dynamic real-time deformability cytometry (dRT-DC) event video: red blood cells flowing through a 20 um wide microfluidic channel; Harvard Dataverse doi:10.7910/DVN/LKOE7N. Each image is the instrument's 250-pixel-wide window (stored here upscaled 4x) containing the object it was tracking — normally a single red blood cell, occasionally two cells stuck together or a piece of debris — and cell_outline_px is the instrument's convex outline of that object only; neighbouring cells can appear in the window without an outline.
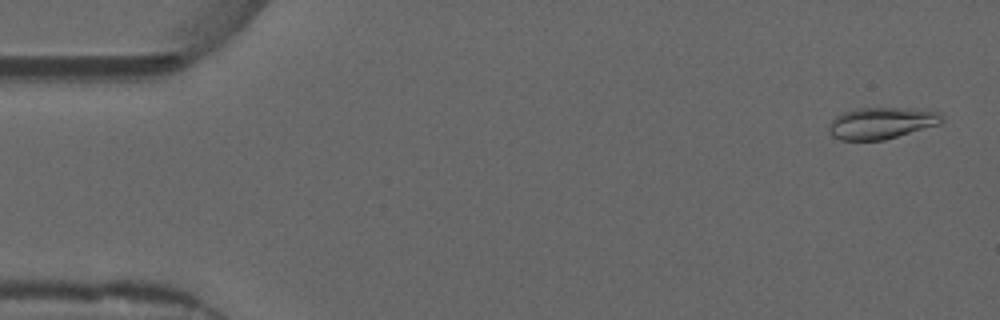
{"species": "common noctule bat (a hibernating species)", "species_latin": "Nyctalus noctula", "temperature_condition": "warm", "stored_images_in_passage": 55, "camera_frame_rate_fps": 3000, "um_per_image_px": 0.085, "animal": {"sex": "male", "forearm_length_mm": 52.5}, "frame": {"image": 1, "passage_image": 2, "time_ms": 0.333, "image_size_px": [1000, 320], "cell_outline_px": [[944, 120], [940, 124], [884, 140], [840, 140], [832, 136], [828, 132], [828, 124], [836, 116], [844, 112], [856, 108], [916, 108], [940, 112]], "centroid_in_image_um": [74.92, 10.46], "position_along_channel_um": 10.1, "area_um2": 20.98}}
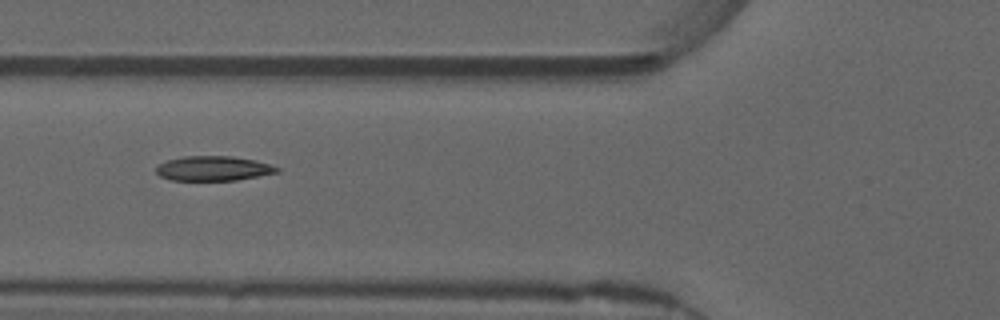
{"frame": {"image": 2, "passage_image": 20, "time_ms": 6.333, "image_size_px": [1000, 320], "cell_outline_px": [[280, 172], [236, 180], [172, 180], [160, 176], [156, 172], [156, 164], [168, 160], [184, 156], [232, 156], [256, 160], [280, 168]], "centroid_in_image_um": [18.12, 14.31], "position_along_channel_um": 107.7, "area_um2": 17.4}}
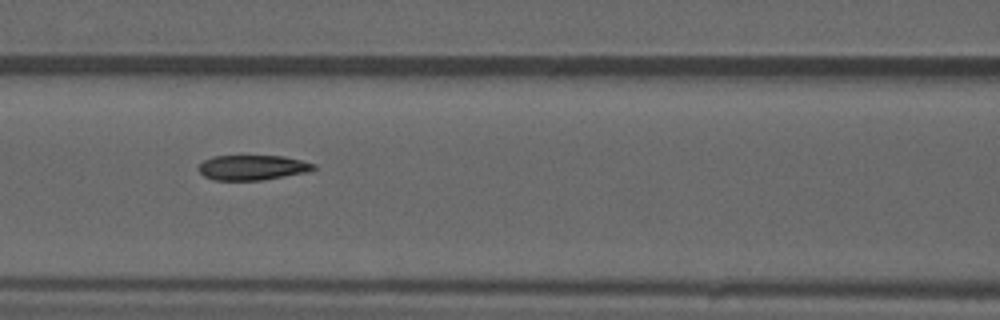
{"frame": {"image": 3, "passage_image": 23, "time_ms": 7.333, "image_size_px": [1000, 320], "cell_outline_px": [[316, 168], [308, 172], [264, 180], [212, 180], [204, 176], [196, 168], [204, 160], [212, 156], [284, 156], [316, 164]], "centroid_in_image_um": [21.45, 14.24], "position_along_channel_um": 145.2, "area_um2": 16.88}}